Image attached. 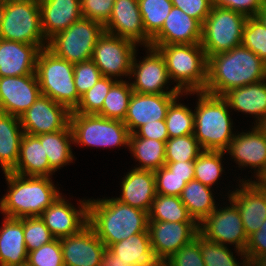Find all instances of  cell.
<instances>
[{
	"label": "cell",
	"instance_id": "cell-1",
	"mask_svg": "<svg viewBox=\"0 0 266 266\" xmlns=\"http://www.w3.org/2000/svg\"><path fill=\"white\" fill-rule=\"evenodd\" d=\"M266 79V63L245 46L208 58L207 84L203 92L223 96L231 89Z\"/></svg>",
	"mask_w": 266,
	"mask_h": 266
},
{
	"label": "cell",
	"instance_id": "cell-2",
	"mask_svg": "<svg viewBox=\"0 0 266 266\" xmlns=\"http://www.w3.org/2000/svg\"><path fill=\"white\" fill-rule=\"evenodd\" d=\"M148 222V212L115 198L89 199L88 224L106 248L134 234L148 232Z\"/></svg>",
	"mask_w": 266,
	"mask_h": 266
},
{
	"label": "cell",
	"instance_id": "cell-3",
	"mask_svg": "<svg viewBox=\"0 0 266 266\" xmlns=\"http://www.w3.org/2000/svg\"><path fill=\"white\" fill-rule=\"evenodd\" d=\"M8 192L0 200L5 217H40L62 193L47 176H24L6 172Z\"/></svg>",
	"mask_w": 266,
	"mask_h": 266
},
{
	"label": "cell",
	"instance_id": "cell-4",
	"mask_svg": "<svg viewBox=\"0 0 266 266\" xmlns=\"http://www.w3.org/2000/svg\"><path fill=\"white\" fill-rule=\"evenodd\" d=\"M188 93L199 97L194 110V137L200 147L202 150L226 152L234 138L228 102L222 96L203 91L187 92L185 95Z\"/></svg>",
	"mask_w": 266,
	"mask_h": 266
},
{
	"label": "cell",
	"instance_id": "cell-5",
	"mask_svg": "<svg viewBox=\"0 0 266 266\" xmlns=\"http://www.w3.org/2000/svg\"><path fill=\"white\" fill-rule=\"evenodd\" d=\"M163 56L170 80L182 93L204 91L208 59L201 44L150 45Z\"/></svg>",
	"mask_w": 266,
	"mask_h": 266
},
{
	"label": "cell",
	"instance_id": "cell-6",
	"mask_svg": "<svg viewBox=\"0 0 266 266\" xmlns=\"http://www.w3.org/2000/svg\"><path fill=\"white\" fill-rule=\"evenodd\" d=\"M35 73L41 94L65 106L70 112L77 108L81 97L74 83L73 63L58 57L45 47L38 53Z\"/></svg>",
	"mask_w": 266,
	"mask_h": 266
},
{
	"label": "cell",
	"instance_id": "cell-7",
	"mask_svg": "<svg viewBox=\"0 0 266 266\" xmlns=\"http://www.w3.org/2000/svg\"><path fill=\"white\" fill-rule=\"evenodd\" d=\"M0 39L36 45L40 50L48 41L41 28L38 0L4 1L0 9Z\"/></svg>",
	"mask_w": 266,
	"mask_h": 266
},
{
	"label": "cell",
	"instance_id": "cell-8",
	"mask_svg": "<svg viewBox=\"0 0 266 266\" xmlns=\"http://www.w3.org/2000/svg\"><path fill=\"white\" fill-rule=\"evenodd\" d=\"M69 125L73 143L82 146H129L130 132L121 120L109 119L97 114L70 113Z\"/></svg>",
	"mask_w": 266,
	"mask_h": 266
},
{
	"label": "cell",
	"instance_id": "cell-9",
	"mask_svg": "<svg viewBox=\"0 0 266 266\" xmlns=\"http://www.w3.org/2000/svg\"><path fill=\"white\" fill-rule=\"evenodd\" d=\"M247 16L231 9L213 5L202 24L201 46L207 59L217 53L241 45Z\"/></svg>",
	"mask_w": 266,
	"mask_h": 266
},
{
	"label": "cell",
	"instance_id": "cell-10",
	"mask_svg": "<svg viewBox=\"0 0 266 266\" xmlns=\"http://www.w3.org/2000/svg\"><path fill=\"white\" fill-rule=\"evenodd\" d=\"M104 31L102 23L81 17L66 30L50 38L47 48L73 64L88 61L92 58L95 44Z\"/></svg>",
	"mask_w": 266,
	"mask_h": 266
},
{
	"label": "cell",
	"instance_id": "cell-11",
	"mask_svg": "<svg viewBox=\"0 0 266 266\" xmlns=\"http://www.w3.org/2000/svg\"><path fill=\"white\" fill-rule=\"evenodd\" d=\"M230 206L214 209L199 225V233L219 244H233L238 256L248 259L245 249L248 236L245 233L238 207L230 200Z\"/></svg>",
	"mask_w": 266,
	"mask_h": 266
},
{
	"label": "cell",
	"instance_id": "cell-12",
	"mask_svg": "<svg viewBox=\"0 0 266 266\" xmlns=\"http://www.w3.org/2000/svg\"><path fill=\"white\" fill-rule=\"evenodd\" d=\"M137 44L129 39L121 38L105 32L99 37L93 49L91 60L99 68L101 75L116 77L128 76Z\"/></svg>",
	"mask_w": 266,
	"mask_h": 266
},
{
	"label": "cell",
	"instance_id": "cell-13",
	"mask_svg": "<svg viewBox=\"0 0 266 266\" xmlns=\"http://www.w3.org/2000/svg\"><path fill=\"white\" fill-rule=\"evenodd\" d=\"M147 48V56L142 61L133 58L130 75L135 81L130 82L133 92L142 94H182L175 86L169 91H164L165 85L169 83L166 63L161 53L151 46ZM139 62V63H137Z\"/></svg>",
	"mask_w": 266,
	"mask_h": 266
},
{
	"label": "cell",
	"instance_id": "cell-14",
	"mask_svg": "<svg viewBox=\"0 0 266 266\" xmlns=\"http://www.w3.org/2000/svg\"><path fill=\"white\" fill-rule=\"evenodd\" d=\"M70 113L65 106L40 94L19 119L24 133L37 136L63 130L69 124Z\"/></svg>",
	"mask_w": 266,
	"mask_h": 266
},
{
	"label": "cell",
	"instance_id": "cell-15",
	"mask_svg": "<svg viewBox=\"0 0 266 266\" xmlns=\"http://www.w3.org/2000/svg\"><path fill=\"white\" fill-rule=\"evenodd\" d=\"M239 188L233 190L228 198L238 207L245 233L249 237L266 220V184L249 179L244 181L242 178Z\"/></svg>",
	"mask_w": 266,
	"mask_h": 266
},
{
	"label": "cell",
	"instance_id": "cell-16",
	"mask_svg": "<svg viewBox=\"0 0 266 266\" xmlns=\"http://www.w3.org/2000/svg\"><path fill=\"white\" fill-rule=\"evenodd\" d=\"M151 247L160 260L166 261L199 232L196 222L149 221Z\"/></svg>",
	"mask_w": 266,
	"mask_h": 266
},
{
	"label": "cell",
	"instance_id": "cell-17",
	"mask_svg": "<svg viewBox=\"0 0 266 266\" xmlns=\"http://www.w3.org/2000/svg\"><path fill=\"white\" fill-rule=\"evenodd\" d=\"M88 203L89 199L80 201L78 210L60 195L40 217L55 239L65 238L88 224Z\"/></svg>",
	"mask_w": 266,
	"mask_h": 266
},
{
	"label": "cell",
	"instance_id": "cell-18",
	"mask_svg": "<svg viewBox=\"0 0 266 266\" xmlns=\"http://www.w3.org/2000/svg\"><path fill=\"white\" fill-rule=\"evenodd\" d=\"M40 94L36 74L0 77V112L20 118Z\"/></svg>",
	"mask_w": 266,
	"mask_h": 266
},
{
	"label": "cell",
	"instance_id": "cell-19",
	"mask_svg": "<svg viewBox=\"0 0 266 266\" xmlns=\"http://www.w3.org/2000/svg\"><path fill=\"white\" fill-rule=\"evenodd\" d=\"M59 240L64 266H100L106 246L89 224Z\"/></svg>",
	"mask_w": 266,
	"mask_h": 266
},
{
	"label": "cell",
	"instance_id": "cell-20",
	"mask_svg": "<svg viewBox=\"0 0 266 266\" xmlns=\"http://www.w3.org/2000/svg\"><path fill=\"white\" fill-rule=\"evenodd\" d=\"M105 32L150 46L151 37L145 32L138 0H115L109 20L104 24Z\"/></svg>",
	"mask_w": 266,
	"mask_h": 266
},
{
	"label": "cell",
	"instance_id": "cell-21",
	"mask_svg": "<svg viewBox=\"0 0 266 266\" xmlns=\"http://www.w3.org/2000/svg\"><path fill=\"white\" fill-rule=\"evenodd\" d=\"M238 134V135H237ZM235 133L226 150L241 167H251L256 171V180L266 178V138L254 125L251 131Z\"/></svg>",
	"mask_w": 266,
	"mask_h": 266
},
{
	"label": "cell",
	"instance_id": "cell-22",
	"mask_svg": "<svg viewBox=\"0 0 266 266\" xmlns=\"http://www.w3.org/2000/svg\"><path fill=\"white\" fill-rule=\"evenodd\" d=\"M182 94H142L133 92L123 123L134 133L140 126L165 120L170 104Z\"/></svg>",
	"mask_w": 266,
	"mask_h": 266
},
{
	"label": "cell",
	"instance_id": "cell-23",
	"mask_svg": "<svg viewBox=\"0 0 266 266\" xmlns=\"http://www.w3.org/2000/svg\"><path fill=\"white\" fill-rule=\"evenodd\" d=\"M201 39L202 24L173 6L161 30L151 39L150 45L200 44Z\"/></svg>",
	"mask_w": 266,
	"mask_h": 266
},
{
	"label": "cell",
	"instance_id": "cell-24",
	"mask_svg": "<svg viewBox=\"0 0 266 266\" xmlns=\"http://www.w3.org/2000/svg\"><path fill=\"white\" fill-rule=\"evenodd\" d=\"M36 45L0 39V77L36 74Z\"/></svg>",
	"mask_w": 266,
	"mask_h": 266
},
{
	"label": "cell",
	"instance_id": "cell-25",
	"mask_svg": "<svg viewBox=\"0 0 266 266\" xmlns=\"http://www.w3.org/2000/svg\"><path fill=\"white\" fill-rule=\"evenodd\" d=\"M41 28L48 41L82 17L81 0H38Z\"/></svg>",
	"mask_w": 266,
	"mask_h": 266
},
{
	"label": "cell",
	"instance_id": "cell-26",
	"mask_svg": "<svg viewBox=\"0 0 266 266\" xmlns=\"http://www.w3.org/2000/svg\"><path fill=\"white\" fill-rule=\"evenodd\" d=\"M121 184V196L115 199L149 213L157 194L154 171L134 168L123 177Z\"/></svg>",
	"mask_w": 266,
	"mask_h": 266
},
{
	"label": "cell",
	"instance_id": "cell-27",
	"mask_svg": "<svg viewBox=\"0 0 266 266\" xmlns=\"http://www.w3.org/2000/svg\"><path fill=\"white\" fill-rule=\"evenodd\" d=\"M27 260L23 218L4 217L0 227V266H22Z\"/></svg>",
	"mask_w": 266,
	"mask_h": 266
},
{
	"label": "cell",
	"instance_id": "cell-28",
	"mask_svg": "<svg viewBox=\"0 0 266 266\" xmlns=\"http://www.w3.org/2000/svg\"><path fill=\"white\" fill-rule=\"evenodd\" d=\"M24 176L51 177L55 172L50 166L45 155L44 142L37 136L24 133L19 151L16 167L11 171Z\"/></svg>",
	"mask_w": 266,
	"mask_h": 266
},
{
	"label": "cell",
	"instance_id": "cell-29",
	"mask_svg": "<svg viewBox=\"0 0 266 266\" xmlns=\"http://www.w3.org/2000/svg\"><path fill=\"white\" fill-rule=\"evenodd\" d=\"M234 111L255 115L258 123L266 117V79L229 90L222 96Z\"/></svg>",
	"mask_w": 266,
	"mask_h": 266
},
{
	"label": "cell",
	"instance_id": "cell-30",
	"mask_svg": "<svg viewBox=\"0 0 266 266\" xmlns=\"http://www.w3.org/2000/svg\"><path fill=\"white\" fill-rule=\"evenodd\" d=\"M23 135L20 119L0 112V164L3 173L11 172L16 167Z\"/></svg>",
	"mask_w": 266,
	"mask_h": 266
},
{
	"label": "cell",
	"instance_id": "cell-31",
	"mask_svg": "<svg viewBox=\"0 0 266 266\" xmlns=\"http://www.w3.org/2000/svg\"><path fill=\"white\" fill-rule=\"evenodd\" d=\"M118 258L133 266H151L160 261L151 247L148 232L134 234L109 247Z\"/></svg>",
	"mask_w": 266,
	"mask_h": 266
},
{
	"label": "cell",
	"instance_id": "cell-32",
	"mask_svg": "<svg viewBox=\"0 0 266 266\" xmlns=\"http://www.w3.org/2000/svg\"><path fill=\"white\" fill-rule=\"evenodd\" d=\"M37 137L40 142H44L45 155L54 171L75 159L71 149L73 134L69 124L63 130L40 134Z\"/></svg>",
	"mask_w": 266,
	"mask_h": 266
},
{
	"label": "cell",
	"instance_id": "cell-33",
	"mask_svg": "<svg viewBox=\"0 0 266 266\" xmlns=\"http://www.w3.org/2000/svg\"><path fill=\"white\" fill-rule=\"evenodd\" d=\"M213 197L211 188L195 179L186 183L180 195L181 201L198 225L216 209Z\"/></svg>",
	"mask_w": 266,
	"mask_h": 266
},
{
	"label": "cell",
	"instance_id": "cell-34",
	"mask_svg": "<svg viewBox=\"0 0 266 266\" xmlns=\"http://www.w3.org/2000/svg\"><path fill=\"white\" fill-rule=\"evenodd\" d=\"M166 142L155 139L130 137L129 146L132 156L139 161L138 170L156 171L163 167L165 161Z\"/></svg>",
	"mask_w": 266,
	"mask_h": 266
},
{
	"label": "cell",
	"instance_id": "cell-35",
	"mask_svg": "<svg viewBox=\"0 0 266 266\" xmlns=\"http://www.w3.org/2000/svg\"><path fill=\"white\" fill-rule=\"evenodd\" d=\"M149 221L195 222L179 196L156 194Z\"/></svg>",
	"mask_w": 266,
	"mask_h": 266
},
{
	"label": "cell",
	"instance_id": "cell-36",
	"mask_svg": "<svg viewBox=\"0 0 266 266\" xmlns=\"http://www.w3.org/2000/svg\"><path fill=\"white\" fill-rule=\"evenodd\" d=\"M132 94L133 89L128 81L117 80L110 88L97 115L124 121Z\"/></svg>",
	"mask_w": 266,
	"mask_h": 266
},
{
	"label": "cell",
	"instance_id": "cell-37",
	"mask_svg": "<svg viewBox=\"0 0 266 266\" xmlns=\"http://www.w3.org/2000/svg\"><path fill=\"white\" fill-rule=\"evenodd\" d=\"M224 153L227 152L203 150L194 163V179L211 188L224 171L222 166Z\"/></svg>",
	"mask_w": 266,
	"mask_h": 266
},
{
	"label": "cell",
	"instance_id": "cell-38",
	"mask_svg": "<svg viewBox=\"0 0 266 266\" xmlns=\"http://www.w3.org/2000/svg\"><path fill=\"white\" fill-rule=\"evenodd\" d=\"M145 32L153 38L162 28L173 4L171 0H138Z\"/></svg>",
	"mask_w": 266,
	"mask_h": 266
},
{
	"label": "cell",
	"instance_id": "cell-39",
	"mask_svg": "<svg viewBox=\"0 0 266 266\" xmlns=\"http://www.w3.org/2000/svg\"><path fill=\"white\" fill-rule=\"evenodd\" d=\"M195 239L200 244V251L205 266H250L248 259H244L240 265L227 245L208 240L199 232Z\"/></svg>",
	"mask_w": 266,
	"mask_h": 266
},
{
	"label": "cell",
	"instance_id": "cell-40",
	"mask_svg": "<svg viewBox=\"0 0 266 266\" xmlns=\"http://www.w3.org/2000/svg\"><path fill=\"white\" fill-rule=\"evenodd\" d=\"M176 98L169 106L165 122L169 138L194 134V111Z\"/></svg>",
	"mask_w": 266,
	"mask_h": 266
},
{
	"label": "cell",
	"instance_id": "cell-41",
	"mask_svg": "<svg viewBox=\"0 0 266 266\" xmlns=\"http://www.w3.org/2000/svg\"><path fill=\"white\" fill-rule=\"evenodd\" d=\"M202 151L194 134L169 138L165 146V161L184 162L196 160Z\"/></svg>",
	"mask_w": 266,
	"mask_h": 266
},
{
	"label": "cell",
	"instance_id": "cell-42",
	"mask_svg": "<svg viewBox=\"0 0 266 266\" xmlns=\"http://www.w3.org/2000/svg\"><path fill=\"white\" fill-rule=\"evenodd\" d=\"M116 81L110 77H100L97 83L81 96L79 105L71 113L98 114L106 95Z\"/></svg>",
	"mask_w": 266,
	"mask_h": 266
},
{
	"label": "cell",
	"instance_id": "cell-43",
	"mask_svg": "<svg viewBox=\"0 0 266 266\" xmlns=\"http://www.w3.org/2000/svg\"><path fill=\"white\" fill-rule=\"evenodd\" d=\"M241 44L266 63V27L257 16L247 18Z\"/></svg>",
	"mask_w": 266,
	"mask_h": 266
},
{
	"label": "cell",
	"instance_id": "cell-44",
	"mask_svg": "<svg viewBox=\"0 0 266 266\" xmlns=\"http://www.w3.org/2000/svg\"><path fill=\"white\" fill-rule=\"evenodd\" d=\"M23 230L27 252L36 250L55 239L41 217H24Z\"/></svg>",
	"mask_w": 266,
	"mask_h": 266
},
{
	"label": "cell",
	"instance_id": "cell-45",
	"mask_svg": "<svg viewBox=\"0 0 266 266\" xmlns=\"http://www.w3.org/2000/svg\"><path fill=\"white\" fill-rule=\"evenodd\" d=\"M27 266H64L59 239L28 252Z\"/></svg>",
	"mask_w": 266,
	"mask_h": 266
},
{
	"label": "cell",
	"instance_id": "cell-46",
	"mask_svg": "<svg viewBox=\"0 0 266 266\" xmlns=\"http://www.w3.org/2000/svg\"><path fill=\"white\" fill-rule=\"evenodd\" d=\"M154 176L157 194L179 197L186 183L194 179V177H179L173 174L165 165L154 171Z\"/></svg>",
	"mask_w": 266,
	"mask_h": 266
},
{
	"label": "cell",
	"instance_id": "cell-47",
	"mask_svg": "<svg viewBox=\"0 0 266 266\" xmlns=\"http://www.w3.org/2000/svg\"><path fill=\"white\" fill-rule=\"evenodd\" d=\"M100 77L101 72L91 59L74 64V83L80 97L91 89Z\"/></svg>",
	"mask_w": 266,
	"mask_h": 266
},
{
	"label": "cell",
	"instance_id": "cell-48",
	"mask_svg": "<svg viewBox=\"0 0 266 266\" xmlns=\"http://www.w3.org/2000/svg\"><path fill=\"white\" fill-rule=\"evenodd\" d=\"M166 264L167 266H205L200 244L196 239H193L166 260Z\"/></svg>",
	"mask_w": 266,
	"mask_h": 266
},
{
	"label": "cell",
	"instance_id": "cell-49",
	"mask_svg": "<svg viewBox=\"0 0 266 266\" xmlns=\"http://www.w3.org/2000/svg\"><path fill=\"white\" fill-rule=\"evenodd\" d=\"M115 0H81L82 17L103 25L109 20Z\"/></svg>",
	"mask_w": 266,
	"mask_h": 266
},
{
	"label": "cell",
	"instance_id": "cell-50",
	"mask_svg": "<svg viewBox=\"0 0 266 266\" xmlns=\"http://www.w3.org/2000/svg\"><path fill=\"white\" fill-rule=\"evenodd\" d=\"M171 2L174 7L180 8L201 24L204 23L213 6L211 0H171Z\"/></svg>",
	"mask_w": 266,
	"mask_h": 266
},
{
	"label": "cell",
	"instance_id": "cell-51",
	"mask_svg": "<svg viewBox=\"0 0 266 266\" xmlns=\"http://www.w3.org/2000/svg\"><path fill=\"white\" fill-rule=\"evenodd\" d=\"M212 5L240 12L247 17L257 16L263 8L261 0H211Z\"/></svg>",
	"mask_w": 266,
	"mask_h": 266
},
{
	"label": "cell",
	"instance_id": "cell-52",
	"mask_svg": "<svg viewBox=\"0 0 266 266\" xmlns=\"http://www.w3.org/2000/svg\"><path fill=\"white\" fill-rule=\"evenodd\" d=\"M130 137H141L166 142L169 139L165 120H156L140 126Z\"/></svg>",
	"mask_w": 266,
	"mask_h": 266
},
{
	"label": "cell",
	"instance_id": "cell-53",
	"mask_svg": "<svg viewBox=\"0 0 266 266\" xmlns=\"http://www.w3.org/2000/svg\"><path fill=\"white\" fill-rule=\"evenodd\" d=\"M266 253V220L260 229L248 237L245 254L251 264L258 256Z\"/></svg>",
	"mask_w": 266,
	"mask_h": 266
},
{
	"label": "cell",
	"instance_id": "cell-54",
	"mask_svg": "<svg viewBox=\"0 0 266 266\" xmlns=\"http://www.w3.org/2000/svg\"><path fill=\"white\" fill-rule=\"evenodd\" d=\"M195 160L181 162H166L165 166L179 177H194Z\"/></svg>",
	"mask_w": 266,
	"mask_h": 266
},
{
	"label": "cell",
	"instance_id": "cell-55",
	"mask_svg": "<svg viewBox=\"0 0 266 266\" xmlns=\"http://www.w3.org/2000/svg\"><path fill=\"white\" fill-rule=\"evenodd\" d=\"M100 266H133L128 262H124L118 258L110 248H106L102 255Z\"/></svg>",
	"mask_w": 266,
	"mask_h": 266
},
{
	"label": "cell",
	"instance_id": "cell-56",
	"mask_svg": "<svg viewBox=\"0 0 266 266\" xmlns=\"http://www.w3.org/2000/svg\"><path fill=\"white\" fill-rule=\"evenodd\" d=\"M255 126L266 138V117L262 118L258 123L255 124Z\"/></svg>",
	"mask_w": 266,
	"mask_h": 266
},
{
	"label": "cell",
	"instance_id": "cell-57",
	"mask_svg": "<svg viewBox=\"0 0 266 266\" xmlns=\"http://www.w3.org/2000/svg\"><path fill=\"white\" fill-rule=\"evenodd\" d=\"M257 17L262 21V23L266 27V7H263L259 13L257 14Z\"/></svg>",
	"mask_w": 266,
	"mask_h": 266
},
{
	"label": "cell",
	"instance_id": "cell-58",
	"mask_svg": "<svg viewBox=\"0 0 266 266\" xmlns=\"http://www.w3.org/2000/svg\"><path fill=\"white\" fill-rule=\"evenodd\" d=\"M151 266H167L166 261L160 260L158 263L153 264Z\"/></svg>",
	"mask_w": 266,
	"mask_h": 266
},
{
	"label": "cell",
	"instance_id": "cell-59",
	"mask_svg": "<svg viewBox=\"0 0 266 266\" xmlns=\"http://www.w3.org/2000/svg\"><path fill=\"white\" fill-rule=\"evenodd\" d=\"M262 6L266 7V0H261Z\"/></svg>",
	"mask_w": 266,
	"mask_h": 266
},
{
	"label": "cell",
	"instance_id": "cell-60",
	"mask_svg": "<svg viewBox=\"0 0 266 266\" xmlns=\"http://www.w3.org/2000/svg\"><path fill=\"white\" fill-rule=\"evenodd\" d=\"M4 3V0H0V9H1V6L3 5Z\"/></svg>",
	"mask_w": 266,
	"mask_h": 266
}]
</instances>
